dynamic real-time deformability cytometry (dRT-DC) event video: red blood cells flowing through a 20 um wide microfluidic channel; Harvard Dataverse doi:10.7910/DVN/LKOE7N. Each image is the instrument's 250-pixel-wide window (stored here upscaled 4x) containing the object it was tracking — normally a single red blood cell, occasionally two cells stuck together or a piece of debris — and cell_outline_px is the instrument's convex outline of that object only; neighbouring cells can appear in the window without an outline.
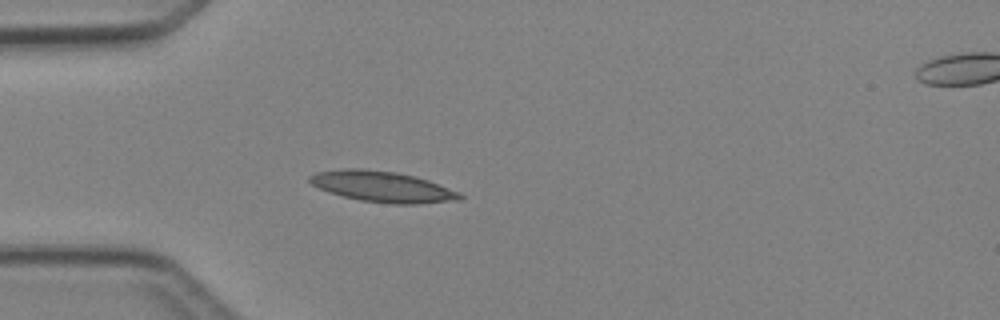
{"species": "Egyptian fruit bat (a non-hibernating species)", "species_latin": "Rousettus aegyptiacus", "temperature_condition": "cold", "stored_images_in_passage": 4, "camera_frame_rate_fps": 3000, "um_per_image_px": 0.085, "animal": {"sex": "female"}, "frame": {"image": 1, "passage_image": 3, "time_ms": 3.333, "image_size_px": [1000, 320], "cell_outline_px": [[464, 196], [460, 200], [416, 204], [392, 204], [360, 200], [328, 192], [312, 184], [308, 180], [308, 176], [316, 172], [340, 168], [364, 168], [396, 172], [428, 180], [456, 192]], "centroid_in_image_um": [32.44, 15.85], "position_along_channel_um": 52.6, "area_um2": 26.82}}